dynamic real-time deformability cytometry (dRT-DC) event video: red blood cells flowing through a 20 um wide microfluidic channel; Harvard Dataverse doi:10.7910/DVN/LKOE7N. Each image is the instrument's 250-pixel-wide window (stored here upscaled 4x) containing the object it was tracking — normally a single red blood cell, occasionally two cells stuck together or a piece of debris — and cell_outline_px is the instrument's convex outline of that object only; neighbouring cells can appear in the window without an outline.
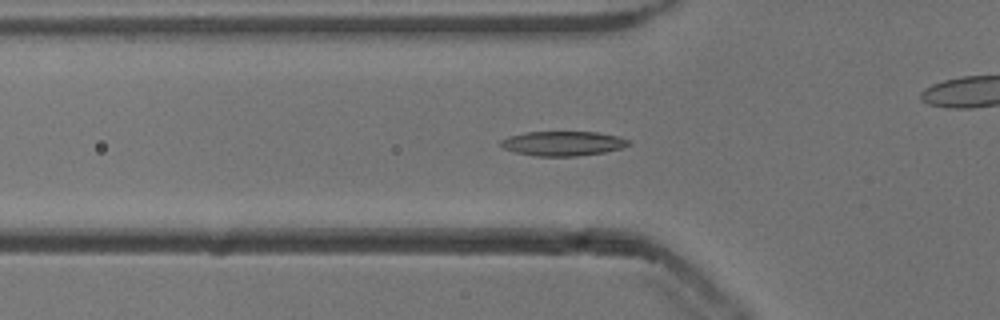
{"species": "common noctule bat (a hibernating species)", "species_latin": "Nyctalus noctula", "temperature_condition": "cold", "stored_images_in_passage": 54, "camera_frame_rate_fps": 3000, "um_per_image_px": 0.085, "animal": {"sex": "male", "body_mass_g": 13.3}, "frame": {"image": 1, "passage_image": 18, "time_ms": 5.667, "image_size_px": [1000, 320], "cell_outline_px": [[628, 144], [620, 148], [604, 152], [576, 156], [536, 156], [516, 152], [504, 148], [500, 144], [500, 140], [508, 136], [524, 132], [596, 132], [616, 136], [628, 140]], "centroid_in_image_um": [47.78, 12.19], "position_along_channel_um": 78.0, "area_um2": 18.03}}
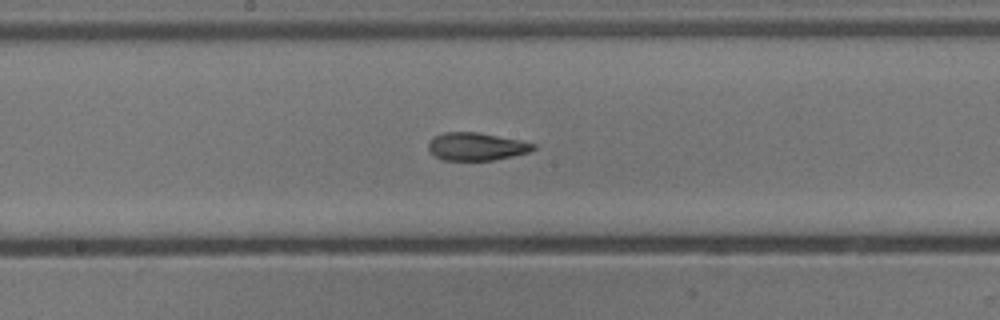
{"frame": {"image": 2, "passage_image": 28, "time_ms": 9.0, "image_size_px": [1000, 320], "cell_outline_px": [[536, 148], [528, 152], [512, 156], [492, 160], [444, 160], [436, 156], [428, 148], [428, 144], [432, 136], [444, 132], [476, 132], [520, 140], [536, 144]], "centroid_in_image_um": [40.48, 12.44], "position_along_channel_um": 207.7, "area_um2": 16.88}}
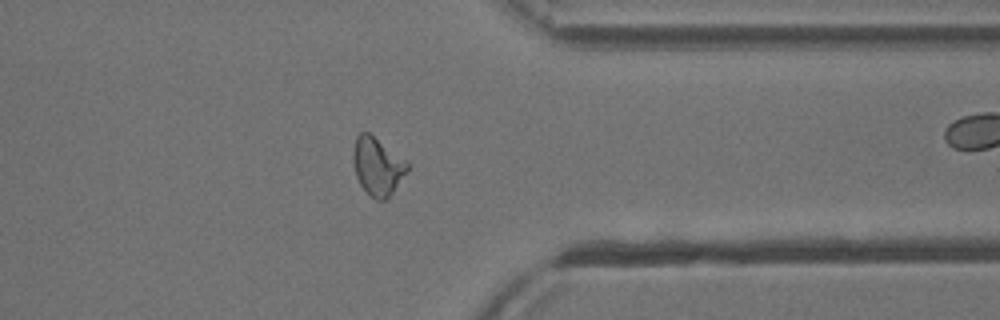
{"frame": {"image": 3, "passage_image": 42, "time_ms": 13.667, "image_size_px": [1000, 320], "cell_outline_px": [[408, 172], [388, 200], [376, 200], [360, 184], [356, 176], [352, 156], [352, 152], [356, 136], [360, 132], [368, 132], [408, 160]], "centroid_in_image_um": [32.12, 14.13], "position_along_channel_um": 379.3, "area_um2": 18.55}, "authors_computed_cell_mechanics": {"area_um2": 17.6868, "velocity_mm_per_s": 3.8524, "shape_relaxation_time_tau1_ms": 6.7552, "shape_relaxation_time_tau2_ms": 2.0717, "deformation_change_tau1": 0.2113, "deformation_change_tau2": 0.0785}}